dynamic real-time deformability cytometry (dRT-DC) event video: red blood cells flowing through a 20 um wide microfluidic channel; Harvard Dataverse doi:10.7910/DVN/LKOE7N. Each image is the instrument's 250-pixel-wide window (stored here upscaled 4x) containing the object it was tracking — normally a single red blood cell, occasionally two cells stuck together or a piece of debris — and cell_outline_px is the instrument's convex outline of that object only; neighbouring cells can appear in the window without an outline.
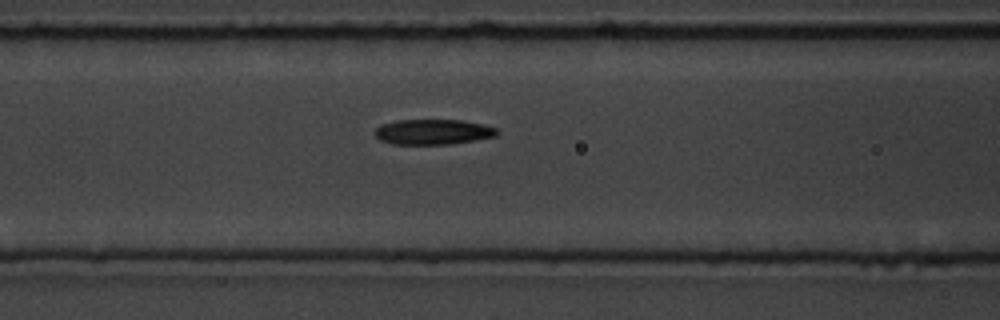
{"species": "common noctule bat (a hibernating species)", "species_latin": "Nyctalus noctula", "temperature_condition": "room temperature", "stored_images_in_passage": 4, "segment_of_instrument_passage": [2, 2], "camera_frame_rate_fps": 3000, "um_per_image_px": 0.085, "animal": {"sex": "male", "body_mass_g": 19.5, "forearm_length_mm": 54.6}, "frame": {"image": 1, "passage_image": 4, "time_ms": 3.333, "image_size_px": [1000, 320], "cell_outline_px": [[500, 132], [496, 136], [448, 144], [392, 144], [380, 140], [372, 132], [380, 124], [396, 120], [460, 120], [484, 124], [496, 128]], "centroid_in_image_um": [36.77, 11.2], "position_along_channel_um": 129.8, "area_um2": 18.03}}